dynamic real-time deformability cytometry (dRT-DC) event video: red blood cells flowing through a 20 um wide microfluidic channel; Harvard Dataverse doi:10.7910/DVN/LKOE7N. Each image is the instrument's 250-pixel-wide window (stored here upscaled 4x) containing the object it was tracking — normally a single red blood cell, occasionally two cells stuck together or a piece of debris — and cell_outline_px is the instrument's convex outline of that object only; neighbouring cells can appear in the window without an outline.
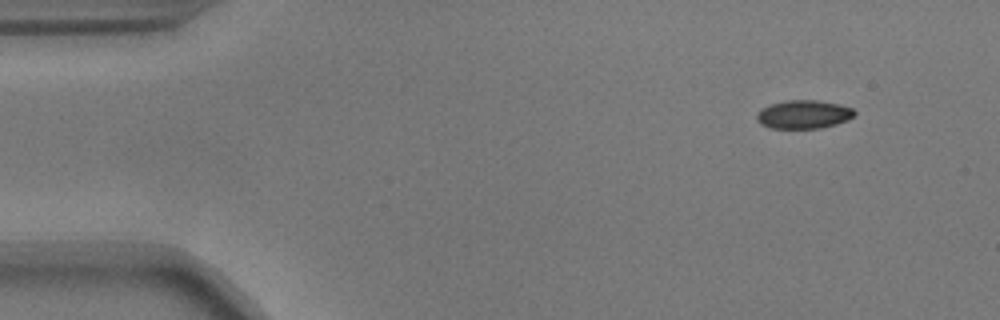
{"species": "common noctule bat (a hibernating species)", "species_latin": "Nyctalus noctula", "temperature_condition": "warm", "stored_images_in_passage": 51, "camera_frame_rate_fps": 3000, "um_per_image_px": 0.085, "animal": {"sex": "male", "body_mass_g": 17.9}, "frame": {"image": 1, "passage_image": 1, "time_ms": 0.0, "image_size_px": [1000, 320], "cell_outline_px": [[856, 112], [848, 120], [836, 124], [820, 128], [772, 128], [760, 124], [756, 120], [756, 112], [760, 108], [772, 104], [788, 100], [816, 100], [840, 104], [852, 108]], "centroid_in_image_um": [68.28, 9.72], "position_along_channel_um": 16.7, "area_um2": 16.24}}
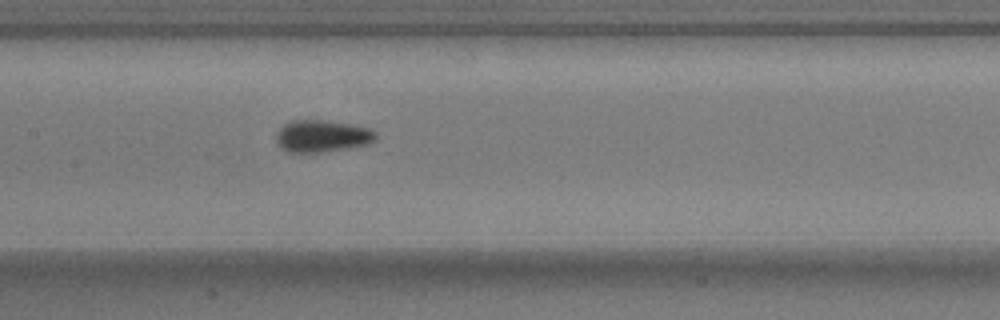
{"frame": {"image": 2, "passage_image": 22, "time_ms": 7.0, "image_size_px": [1000, 320], "cell_outline_px": [[376, 140], [368, 144], [348, 148], [320, 152], [288, 152], [280, 148], [276, 144], [276, 136], [280, 128], [284, 124], [292, 120], [324, 120], [356, 124], [372, 128], [376, 132]], "centroid_in_image_um": [27.4, 11.55], "position_along_channel_um": 180.0, "area_um2": 18.9}}
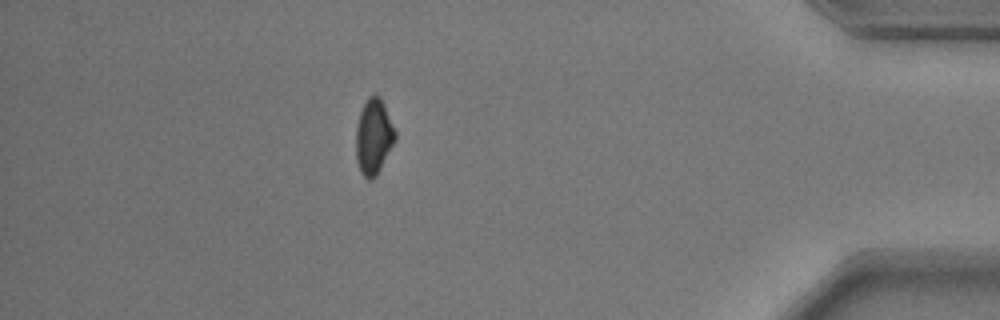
{"frame": {"image": 3, "passage_image": 44, "time_ms": 14.333, "image_size_px": [1000, 320], "cell_outline_px": [[396, 140], [376, 176], [372, 180], [368, 180], [360, 172], [356, 156], [356, 128], [360, 112], [368, 96], [380, 96], [384, 104], [396, 132]], "centroid_in_image_um": [31.76, 11.63], "position_along_channel_um": 403.4, "area_um2": 17.17}, "authors_computed_cell_mechanics": {"area_um2": 17.2244, "velocity_mm_per_s": 3.666, "shape_relaxation_time_tau1_ms": 6.8847, "shape_relaxation_time_tau2_ms": null, "deformation_change_tau1": 0.1463, "deformation_change_tau2": null}}